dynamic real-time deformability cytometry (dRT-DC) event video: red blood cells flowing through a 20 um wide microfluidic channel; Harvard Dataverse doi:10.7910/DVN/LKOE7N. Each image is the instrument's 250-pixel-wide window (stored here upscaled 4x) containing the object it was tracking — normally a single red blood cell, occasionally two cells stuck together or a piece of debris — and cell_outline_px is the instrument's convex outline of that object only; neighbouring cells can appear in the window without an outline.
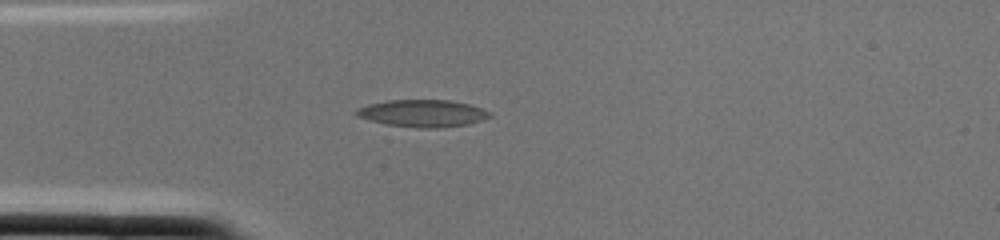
{"species": "common noctule bat (a hibernating species)", "species_latin": "Nyctalus noctula", "temperature_condition": "cold", "stored_images_in_passage": 1, "camera_frame_rate_fps": 3000, "um_per_image_px": 0.085, "animal": {"sex": "female", "body_mass_g": 22.0, "forearm_length_mm": 56.7}, "frame": {"image": 1, "passage_image": 1, "time_ms": 0.0, "image_size_px": [1000, 240], "cell_outline_px": [[492, 116], [468, 124], [436, 128], [416, 128], [384, 124], [368, 120], [356, 116], [356, 108], [368, 104], [388, 100], [452, 100], [468, 104], [492, 112]], "centroid_in_image_um": [35.89, 9.63], "position_along_channel_um": 49.1, "area_um2": 21.21}}